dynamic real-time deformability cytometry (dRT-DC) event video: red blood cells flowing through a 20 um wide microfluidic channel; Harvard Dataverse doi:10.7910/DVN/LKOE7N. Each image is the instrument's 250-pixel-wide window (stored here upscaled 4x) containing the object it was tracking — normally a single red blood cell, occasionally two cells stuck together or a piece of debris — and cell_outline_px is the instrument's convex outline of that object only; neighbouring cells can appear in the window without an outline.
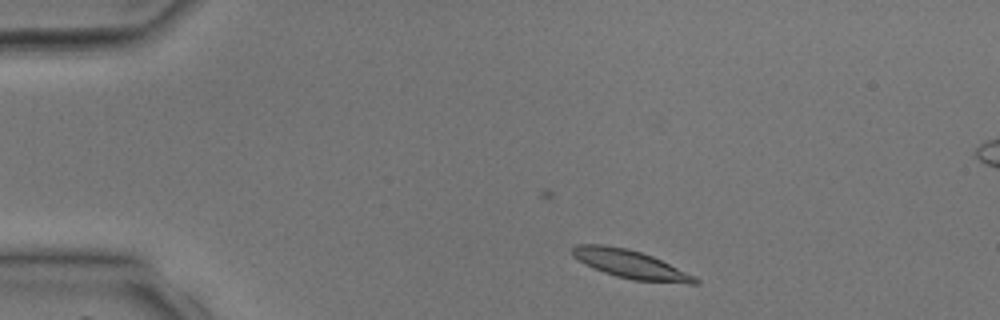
{"species": "common noctule bat (a hibernating species)", "species_latin": "Nyctalus noctula", "temperature_condition": "room temperature", "stored_images_in_passage": 35, "camera_frame_rate_fps": 3000, "um_per_image_px": 0.085, "animal": {"sex": "male", "body_mass_g": 17.9, "forearm_length_mm": 54.2}, "frame": {"image": 1, "passage_image": 3, "time_ms": 0.667, "image_size_px": [1000, 320], "cell_outline_px": [[700, 284], [688, 284], [632, 280], [616, 276], [592, 268], [584, 264], [572, 256], [572, 248], [576, 244], [604, 244], [628, 248], [652, 256], [696, 276], [700, 280]], "centroid_in_image_um": [53.6, 22.47], "position_along_channel_um": 31.4, "area_um2": 20.52}}
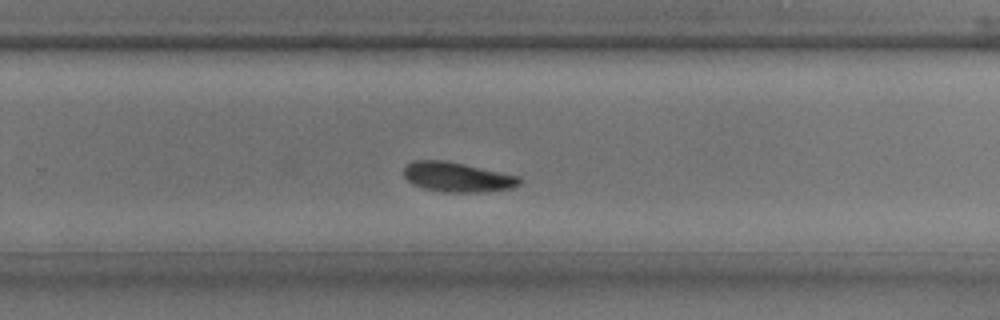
{"frame": {"image": 2, "passage_image": 22, "time_ms": 7.0, "image_size_px": [1000, 320], "cell_outline_px": [[520, 184], [512, 188], [476, 192], [444, 192], [424, 188], [412, 184], [404, 176], [404, 168], [412, 160], [444, 160], [464, 164], [520, 176]], "centroid_in_image_um": [38.85, 15.04], "position_along_channel_um": 291.0, "area_um2": 19.88}}
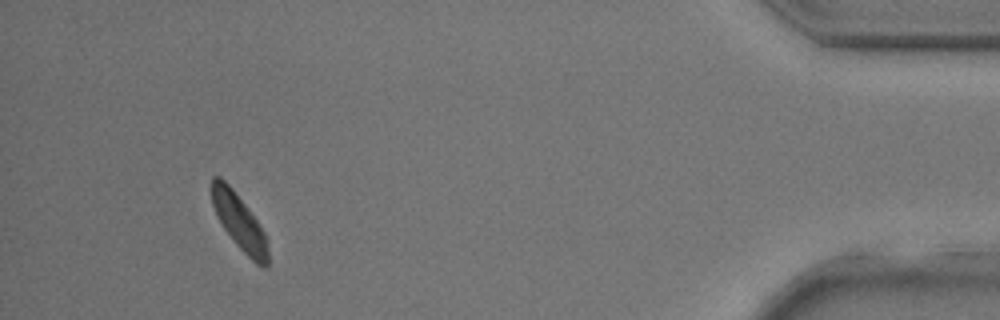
{"frame": {"image": 3, "passage_image": 33, "time_ms": 10.667, "image_size_px": [1000, 320], "cell_outline_px": [[268, 268], [264, 268], [256, 264], [236, 244], [224, 228], [212, 204], [212, 176], [220, 176], [232, 188], [248, 208], [260, 224], [268, 240]], "centroid_in_image_um": [20.38, 18.89], "position_along_channel_um": 414.8, "area_um2": 18.03}}